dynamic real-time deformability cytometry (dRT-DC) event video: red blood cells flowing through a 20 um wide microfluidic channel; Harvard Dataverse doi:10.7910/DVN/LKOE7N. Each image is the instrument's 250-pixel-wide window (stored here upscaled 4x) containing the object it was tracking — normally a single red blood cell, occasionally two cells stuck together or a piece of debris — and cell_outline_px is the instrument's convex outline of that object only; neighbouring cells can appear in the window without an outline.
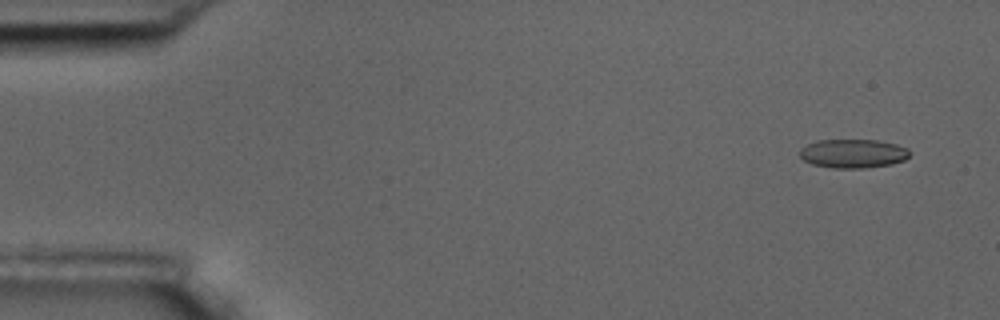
{"species": "common noctule bat (a hibernating species)", "species_latin": "Nyctalus noctula", "temperature_condition": "room temperature", "stored_images_in_passage": 9, "camera_frame_rate_fps": 3000, "um_per_image_px": 0.085, "animal": {"sex": "male", "body_mass_g": 17.5, "forearm_length_mm": 52.3}, "frame": {"image": 1, "passage_image": 2, "time_ms": 1.0, "image_size_px": [1000, 320], "cell_outline_px": [[912, 152], [904, 160], [892, 164], [864, 168], [832, 168], [812, 164], [804, 160], [800, 156], [800, 148], [816, 140], [876, 140], [896, 144], [908, 148]], "centroid_in_image_um": [72.52, 13.05], "position_along_channel_um": 12.5, "area_um2": 18.55}}
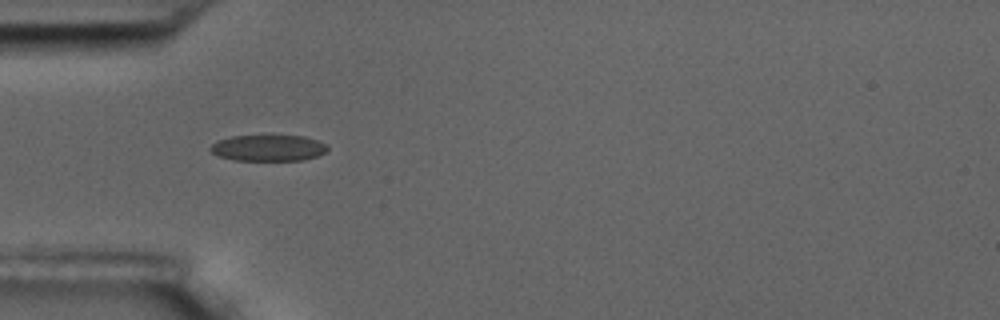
{"frame": {"image": 2, "passage_image": 6, "time_ms": 5.667, "image_size_px": [1000, 320], "cell_outline_px": [[328, 148], [324, 152], [316, 156], [304, 160], [232, 160], [216, 156], [208, 148], [216, 140], [232, 136], [304, 136], [328, 144]], "centroid_in_image_um": [22.76, 12.58], "position_along_channel_um": 62.2, "area_um2": 17.92}}
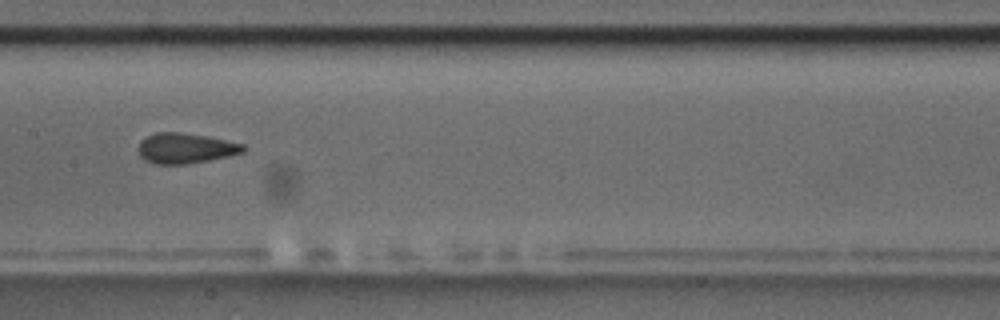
{"frame": {"image": 3, "passage_image": 9, "time_ms": 9.333, "image_size_px": [1000, 320], "cell_outline_px": [[248, 148], [244, 152], [228, 156], [208, 160], [184, 164], [156, 164], [144, 160], [140, 156], [136, 148], [140, 140], [156, 132], [180, 132], [208, 136], [244, 144]], "centroid_in_image_um": [15.75, 12.59], "position_along_channel_um": 191.7, "area_um2": 18.73}}